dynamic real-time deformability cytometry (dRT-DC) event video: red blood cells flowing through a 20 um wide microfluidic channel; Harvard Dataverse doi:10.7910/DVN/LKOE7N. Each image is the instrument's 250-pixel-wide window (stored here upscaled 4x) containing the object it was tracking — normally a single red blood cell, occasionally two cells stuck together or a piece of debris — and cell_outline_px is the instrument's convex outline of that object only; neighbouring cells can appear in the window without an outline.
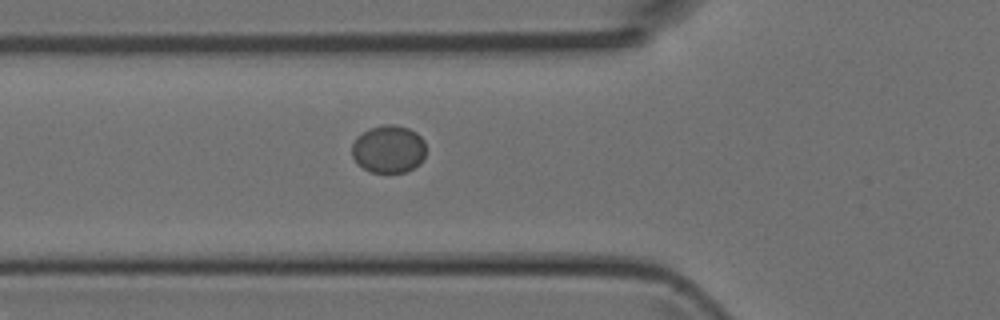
{"species": "Egyptian fruit bat (a non-hibernating species)", "species_latin": "Rousettus aegyptiacus", "temperature_condition": "room temperature", "stored_images_in_passage": 9, "camera_frame_rate_fps": 3000, "um_per_image_px": 0.085, "animal": {"sex": "female"}, "frame": {"image": 1, "passage_image": 2, "time_ms": 0.333, "image_size_px": [1000, 320], "cell_outline_px": [[424, 156], [420, 164], [408, 172], [372, 172], [356, 164], [352, 156], [352, 144], [356, 136], [368, 128], [384, 124], [396, 124], [408, 128], [416, 132], [424, 140]], "centroid_in_image_um": [33.01, 12.66], "position_along_channel_um": 92.8, "area_um2": 20.87}}
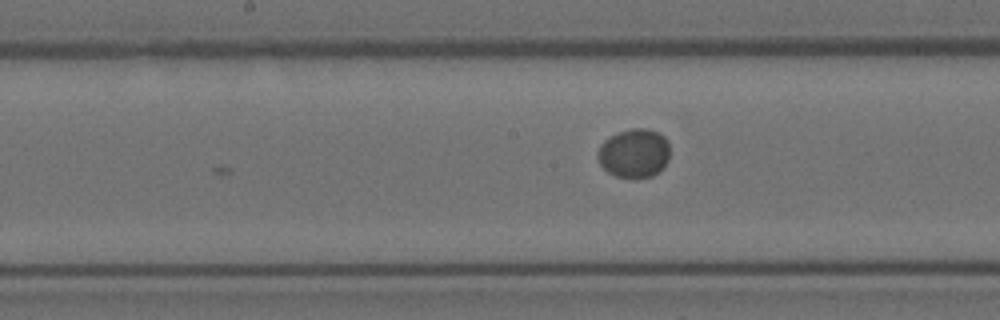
{"frame": {"image": 2, "passage_image": 9, "time_ms": 2.667, "image_size_px": [1000, 320], "cell_outline_px": [[668, 160], [652, 176], [616, 176], [608, 172], [600, 164], [596, 156], [596, 152], [600, 144], [604, 140], [620, 132], [632, 128], [648, 128], [660, 132], [668, 140]], "centroid_in_image_um": [53.87, 12.98], "position_along_channel_um": 194.3, "area_um2": 20.29}}